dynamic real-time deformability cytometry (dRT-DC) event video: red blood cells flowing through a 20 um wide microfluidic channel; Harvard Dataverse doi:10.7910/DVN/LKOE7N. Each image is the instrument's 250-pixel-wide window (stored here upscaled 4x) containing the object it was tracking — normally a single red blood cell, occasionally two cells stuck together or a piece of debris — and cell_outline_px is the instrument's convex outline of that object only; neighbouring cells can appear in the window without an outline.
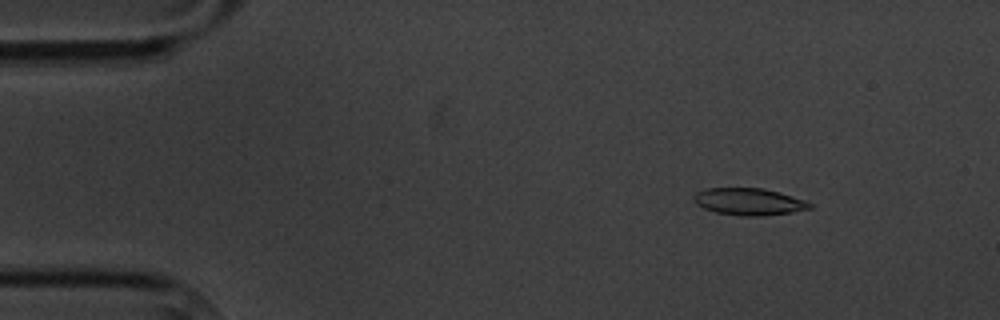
{"species": "common noctule bat (a hibernating species)", "species_latin": "Nyctalus noctula", "temperature_condition": "cold", "stored_images_in_passage": 7, "camera_frame_rate_fps": 3000, "um_per_image_px": 0.085, "animal": {"sex": "male", "body_mass_g": 20.1, "forearm_length_mm": 53.5}, "frame": {"image": 1, "passage_image": 2, "time_ms": 1.0, "image_size_px": [1000, 320], "cell_outline_px": [[812, 208], [792, 212], [764, 216], [740, 216], [716, 212], [704, 208], [696, 204], [692, 200], [692, 196], [696, 192], [704, 188], [764, 188], [780, 192], [804, 200], [812, 204]], "centroid_in_image_um": [63.63, 17.14], "position_along_channel_um": 21.4, "area_um2": 18.44}}
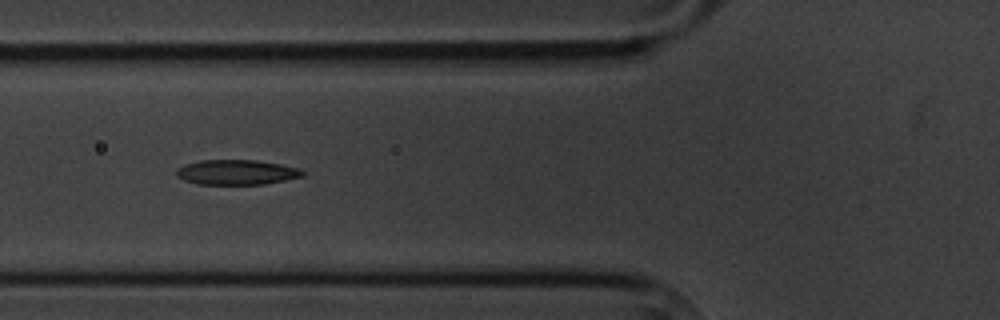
{"frame": {"image": 2, "passage_image": 6, "time_ms": 5.667, "image_size_px": [1000, 320], "cell_outline_px": [[304, 176], [264, 184], [196, 184], [184, 180], [176, 176], [176, 168], [184, 164], [200, 160], [256, 160], [280, 164], [300, 168], [304, 172]], "centroid_in_image_um": [20.08, 14.63], "position_along_channel_um": 105.7, "area_um2": 18.44}}
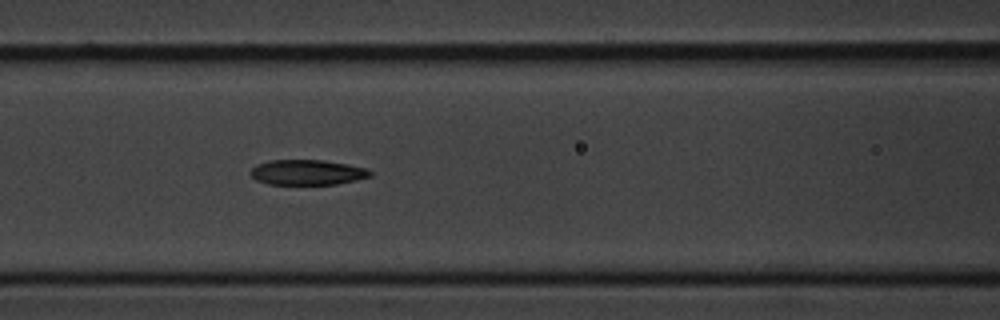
{"frame": {"image": 3, "passage_image": 7, "time_ms": 6.667, "image_size_px": [1000, 320], "cell_outline_px": [[372, 176], [356, 180], [336, 184], [268, 184], [256, 180], [248, 172], [256, 164], [268, 160], [320, 160], [348, 164], [368, 168], [372, 172]], "centroid_in_image_um": [26.11, 14.64], "position_along_channel_um": 140.5, "area_um2": 17.69}}